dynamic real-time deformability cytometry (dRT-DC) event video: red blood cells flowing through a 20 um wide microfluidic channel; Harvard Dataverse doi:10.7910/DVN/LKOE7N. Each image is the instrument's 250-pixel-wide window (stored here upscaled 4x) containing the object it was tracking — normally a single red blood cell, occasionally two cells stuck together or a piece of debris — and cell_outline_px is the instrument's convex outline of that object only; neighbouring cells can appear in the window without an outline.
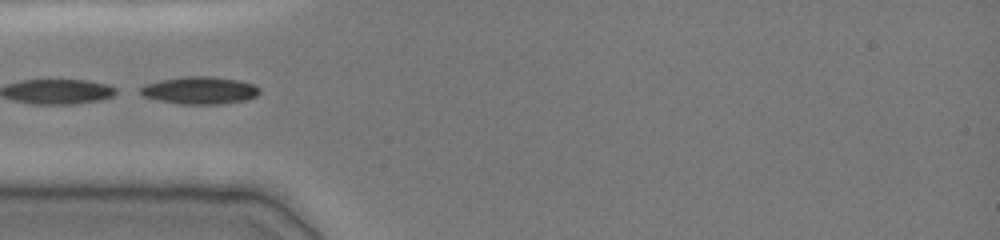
{"species": "common noctule bat (a hibernating species)", "species_latin": "Nyctalus noctula", "temperature_condition": "cold", "stored_images_in_passage": 84, "camera_frame_rate_fps": 3000, "um_per_image_px": 0.085, "animal": {"sex": "female", "body_mass_g": 19.0, "forearm_length_mm": 51.5}, "frame": {"image": 1, "passage_image": 1, "time_ms": 0.0, "image_size_px": [1000, 240], "cell_outline_px": [[260, 92], [256, 96], [244, 100], [220, 104], [180, 104], [140, 96], [140, 88], [144, 84], [160, 80], [180, 76], [212, 76], [240, 80], [252, 84], [260, 88]], "centroid_in_image_um": [16.95, 7.67], "position_along_channel_um": 68.0, "area_um2": 19.19}, "authors_computed_cell_mechanics": {"area_um2": 17.3111, "velocity_mm_per_s": 3.928, "shape_relaxation_time_tau1_ms": 4.1788, "shape_relaxation_time_tau2_ms": 2.494, "deformation_change_tau1": 0.1927, "deformation_change_tau2": 0.0473}}